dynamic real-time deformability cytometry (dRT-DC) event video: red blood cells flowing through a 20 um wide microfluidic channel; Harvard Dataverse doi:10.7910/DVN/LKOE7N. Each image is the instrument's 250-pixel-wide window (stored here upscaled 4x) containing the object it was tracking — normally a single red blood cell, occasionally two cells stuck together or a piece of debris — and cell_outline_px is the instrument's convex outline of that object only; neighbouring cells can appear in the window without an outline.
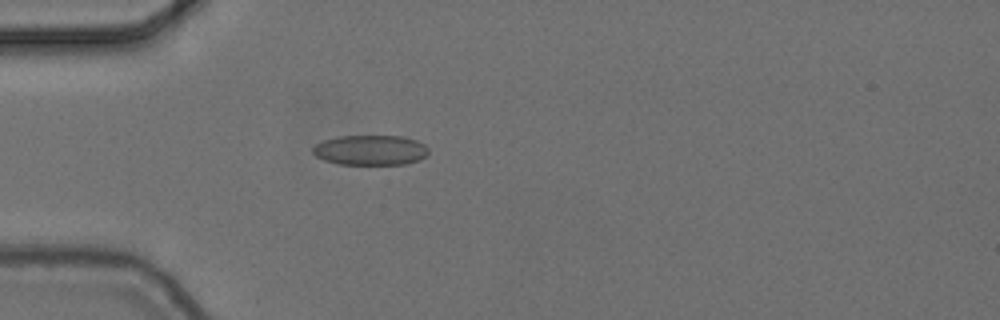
{"species": "common noctule bat (a hibernating species)", "species_latin": "Nyctalus noctula", "temperature_condition": "cold", "stored_images_in_passage": 4, "camera_frame_rate_fps": 3000, "um_per_image_px": 0.085, "animal": {"sex": "female", "body_mass_g": 24.6, "forearm_length_mm": 56.2}, "frame": {"image": 1, "passage_image": 4, "time_ms": 1.0, "image_size_px": [1000, 320], "cell_outline_px": [[428, 152], [420, 160], [404, 164], [340, 164], [324, 160], [316, 156], [312, 152], [312, 148], [316, 144], [324, 140], [336, 136], [404, 136], [416, 140], [424, 144], [428, 148]], "centroid_in_image_um": [31.48, 12.75], "position_along_channel_um": 53.5, "area_um2": 20.29}}